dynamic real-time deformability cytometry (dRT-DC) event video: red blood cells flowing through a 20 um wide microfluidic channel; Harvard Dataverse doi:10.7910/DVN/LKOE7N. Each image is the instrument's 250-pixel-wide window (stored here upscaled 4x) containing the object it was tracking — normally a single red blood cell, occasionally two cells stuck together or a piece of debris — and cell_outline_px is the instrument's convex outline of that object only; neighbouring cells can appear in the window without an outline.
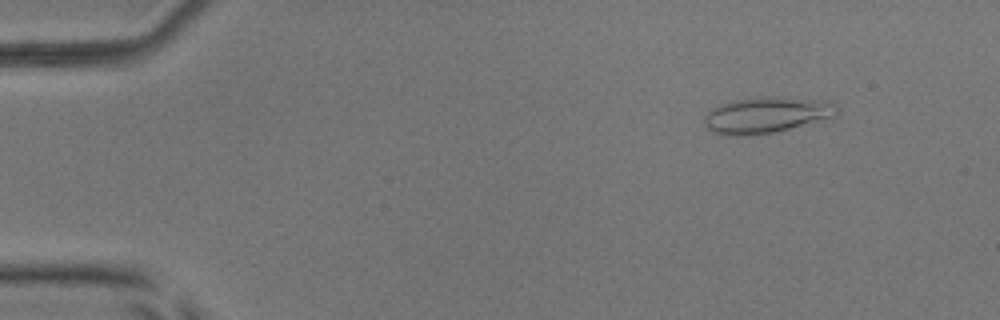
{"species": "common noctule bat (a hibernating species)", "species_latin": "Nyctalus noctula", "temperature_condition": "room temperature", "stored_images_in_passage": 53, "camera_frame_rate_fps": 3000, "um_per_image_px": 0.085, "animal": {"sex": "male", "body_mass_g": 17.9, "forearm_length_mm": 54.2}, "frame": {"image": 1, "passage_image": 6, "time_ms": 1.667, "image_size_px": [1000, 320], "cell_outline_px": [[840, 108], [836, 116], [776, 132], [748, 136], [732, 136], [712, 132], [704, 124], [704, 116], [712, 108], [720, 104], [732, 100], [756, 96], [776, 96], [832, 100]], "centroid_in_image_um": [65.19, 9.75], "position_along_channel_um": 19.8, "area_um2": 28.61}}
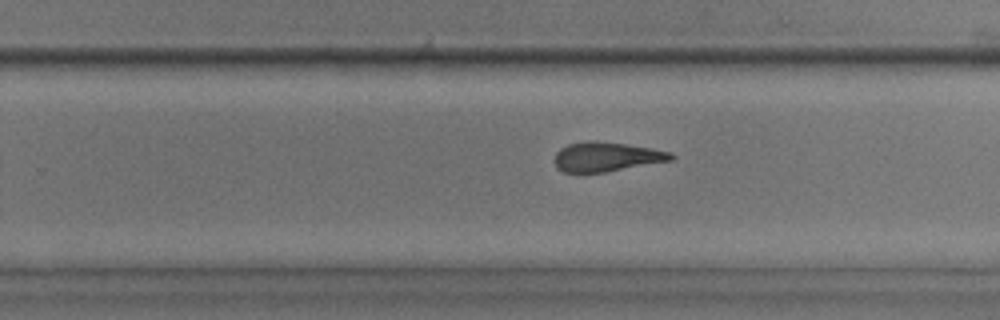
{"frame": {"image": 2, "passage_image": 34, "time_ms": 11.0, "image_size_px": [1000, 320], "cell_outline_px": [[676, 156], [672, 160], [604, 172], [564, 172], [556, 168], [552, 160], [556, 152], [560, 148], [568, 144], [588, 140], [592, 140], [628, 144], [652, 148], [672, 152]], "centroid_in_image_um": [51.52, 13.31], "position_along_channel_um": 278.3, "area_um2": 20.17}}
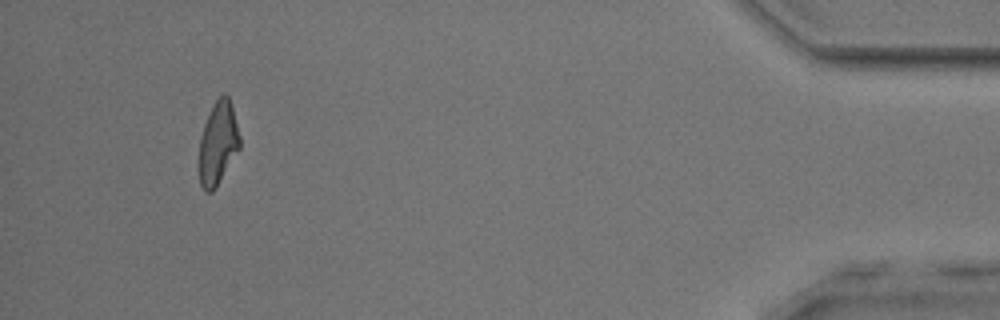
{"frame": {"image": 3, "passage_image": 50, "time_ms": 16.333, "image_size_px": [1000, 320], "cell_outline_px": [[240, 148], [212, 192], [204, 192], [200, 184], [200, 136], [204, 124], [216, 100], [224, 92], [228, 96], [232, 108], [240, 136]], "centroid_in_image_um": [18.53, 12.18], "position_along_channel_um": 416.7, "area_um2": 19.19}, "authors_computed_cell_mechanics": {"area_um2": 21.0392, "velocity_mm_per_s": 3.8554, "shape_relaxation_time_tau1_ms": null, "shape_relaxation_time_tau2_ms": 2.1818, "deformation_change_tau1": null, "deformation_change_tau2": 0.1207}}